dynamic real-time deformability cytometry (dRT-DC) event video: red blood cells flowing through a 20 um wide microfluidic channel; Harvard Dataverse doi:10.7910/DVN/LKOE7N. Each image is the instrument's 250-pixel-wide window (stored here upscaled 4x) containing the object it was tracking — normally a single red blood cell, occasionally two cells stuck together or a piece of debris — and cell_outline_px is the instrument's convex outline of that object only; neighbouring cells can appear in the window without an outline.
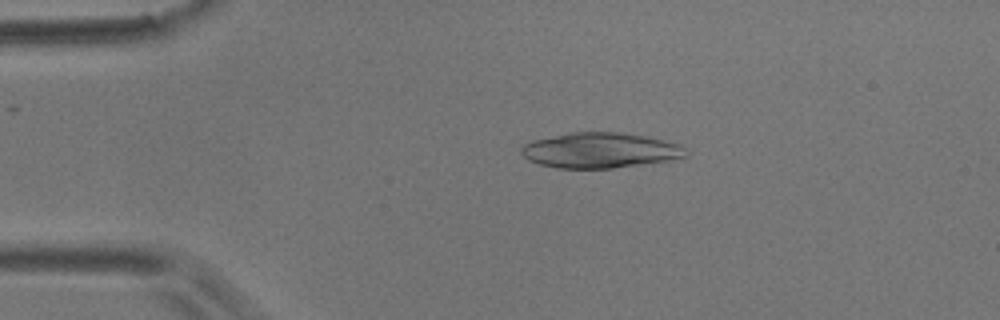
{"species": "common noctule bat (a hibernating species)", "species_latin": "Nyctalus noctula", "temperature_condition": "room temperature", "stored_images_in_passage": 51, "camera_frame_rate_fps": 3000, "um_per_image_px": 0.085, "animal": {"sex": "male", "body_mass_g": 17.9}, "frame": {"image": 1, "passage_image": 8, "time_ms": 2.333, "image_size_px": [1000, 320], "cell_outline_px": [[688, 156], [668, 160], [612, 168], [556, 168], [540, 164], [528, 160], [520, 152], [520, 148], [524, 144], [532, 140], [572, 132], [616, 132], [644, 136], [664, 140], [680, 144], [688, 148]], "centroid_in_image_um": [51.01, 12.77], "position_along_channel_um": 34.0, "area_um2": 33.81}}